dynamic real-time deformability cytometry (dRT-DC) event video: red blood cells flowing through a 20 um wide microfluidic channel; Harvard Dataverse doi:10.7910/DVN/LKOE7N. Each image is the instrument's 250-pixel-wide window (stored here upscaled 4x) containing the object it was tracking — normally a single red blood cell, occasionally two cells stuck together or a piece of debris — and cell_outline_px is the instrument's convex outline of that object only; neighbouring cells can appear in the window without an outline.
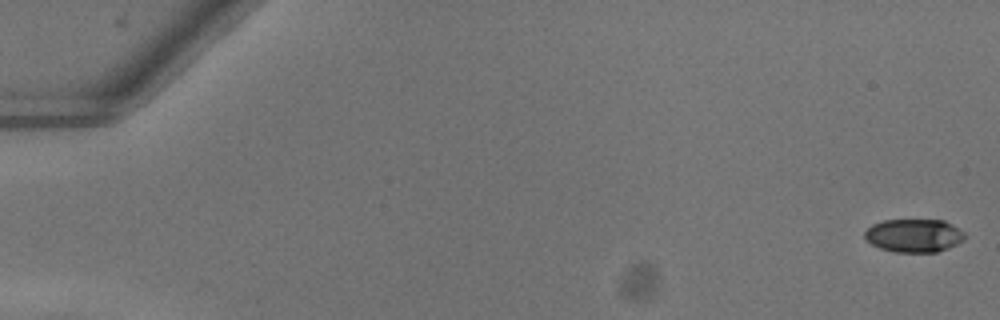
{"species": "common noctule bat (a hibernating species)", "species_latin": "Nyctalus noctula", "temperature_condition": "warm", "stored_images_in_passage": 53, "camera_frame_rate_fps": 3000, "um_per_image_px": 0.085, "animal": {"sex": "female"}, "frame": {"image": 1, "passage_image": 1, "time_ms": 0.0, "image_size_px": [1000, 320], "cell_outline_px": [[964, 240], [948, 248], [936, 252], [892, 252], [880, 248], [872, 244], [864, 236], [864, 232], [872, 224], [884, 220], [944, 220], [952, 224], [964, 232]], "centroid_in_image_um": [77.68, 20.02], "position_along_channel_um": 7.3, "area_um2": 19.36}}
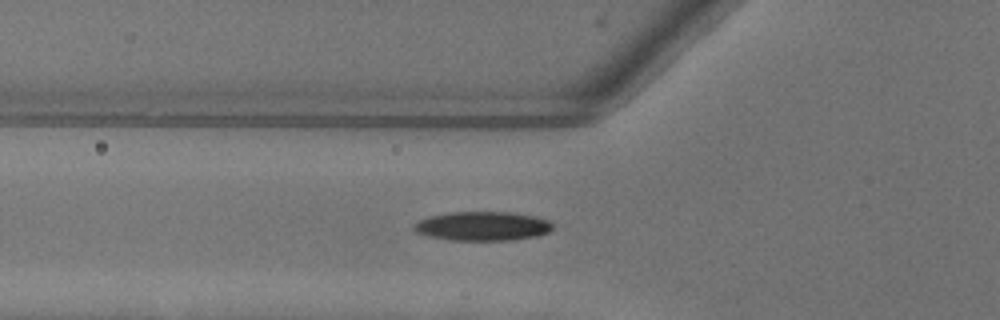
{"frame": {"image": 2, "passage_image": 20, "time_ms": 6.333, "image_size_px": [1000, 320], "cell_outline_px": [[552, 228], [548, 232], [536, 236], [508, 240], [448, 240], [416, 232], [412, 228], [412, 224], [420, 220], [432, 216], [452, 212], [512, 212], [532, 216], [548, 220], [552, 224]], "centroid_in_image_um": [41.0, 19.22], "position_along_channel_um": 84.8, "area_um2": 23.24}}
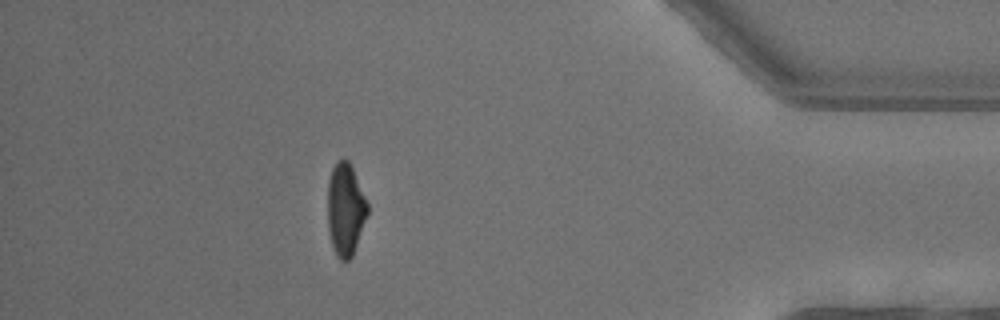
{"frame": {"image": 3, "passage_image": 47, "time_ms": 15.333, "image_size_px": [1000, 320], "cell_outline_px": [[368, 212], [352, 256], [348, 260], [340, 260], [336, 256], [328, 232], [328, 180], [332, 168], [340, 160], [348, 160], [352, 168], [368, 204]], "centroid_in_image_um": [29.35, 17.82], "position_along_channel_um": 405.9, "area_um2": 21.1}, "authors_computed_cell_mechanics": {"area_um2": 22.3108, "velocity_mm_per_s": 4.0542, "shape_relaxation_time_tau1_ms": 3.8181, "shape_relaxation_time_tau2_ms": 3.293, "deformation_change_tau1": 0.1556, "deformation_change_tau2": 0.0849}}